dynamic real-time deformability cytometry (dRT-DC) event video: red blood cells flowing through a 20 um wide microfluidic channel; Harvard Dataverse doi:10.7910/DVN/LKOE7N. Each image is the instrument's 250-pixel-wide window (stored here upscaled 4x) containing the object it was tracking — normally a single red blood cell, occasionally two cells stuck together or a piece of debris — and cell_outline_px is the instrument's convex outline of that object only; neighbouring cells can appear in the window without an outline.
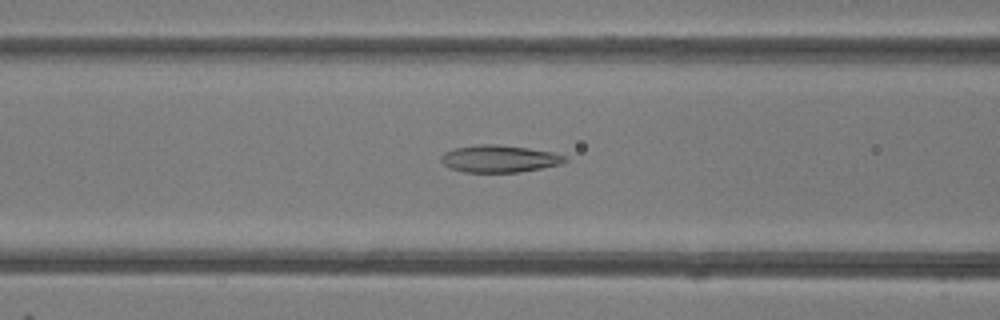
{"species": "common noctule bat (a hibernating species)", "species_latin": "Nyctalus noctula", "temperature_condition": "room temperature", "stored_images_in_passage": 27, "camera_frame_rate_fps": 3000, "um_per_image_px": 0.085, "animal": {"sex": "female"}, "frame": {"image": 1, "passage_image": 7, "time_ms": 2.0, "image_size_px": [1000, 320], "cell_outline_px": [[568, 160], [560, 164], [520, 172], [464, 172], [448, 168], [440, 160], [440, 156], [444, 152], [452, 148], [476, 144], [496, 144], [528, 148], [552, 152], [564, 156]], "centroid_in_image_um": [42.37, 13.49], "position_along_channel_um": 124.2, "area_um2": 19.71}}
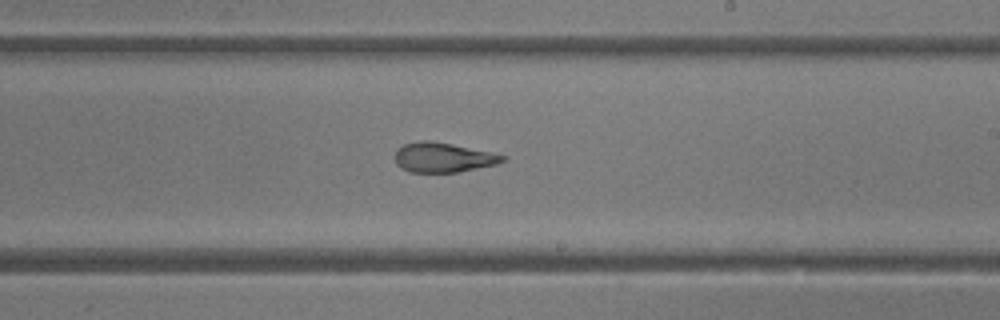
{"frame": {"image": 2, "passage_image": 16, "time_ms": 5.0, "image_size_px": [1000, 320], "cell_outline_px": [[504, 160], [496, 164], [456, 172], [408, 172], [400, 168], [396, 164], [396, 148], [404, 144], [420, 140], [428, 140], [452, 144], [492, 152], [504, 156]], "centroid_in_image_um": [37.6, 13.38], "position_along_channel_um": 251.4, "area_um2": 18.5}}
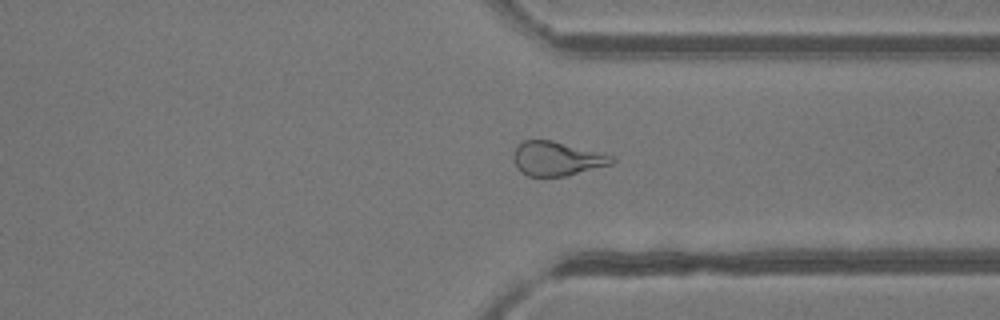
{"frame": {"image": 3, "passage_image": 24, "time_ms": 7.667, "image_size_px": [1000, 320], "cell_outline_px": [[616, 160], [612, 164], [564, 176], [528, 176], [520, 172], [516, 168], [512, 156], [516, 148], [524, 140], [552, 140], [616, 156]], "centroid_in_image_um": [47.34, 13.48], "position_along_channel_um": 364.1, "area_um2": 19.59}}